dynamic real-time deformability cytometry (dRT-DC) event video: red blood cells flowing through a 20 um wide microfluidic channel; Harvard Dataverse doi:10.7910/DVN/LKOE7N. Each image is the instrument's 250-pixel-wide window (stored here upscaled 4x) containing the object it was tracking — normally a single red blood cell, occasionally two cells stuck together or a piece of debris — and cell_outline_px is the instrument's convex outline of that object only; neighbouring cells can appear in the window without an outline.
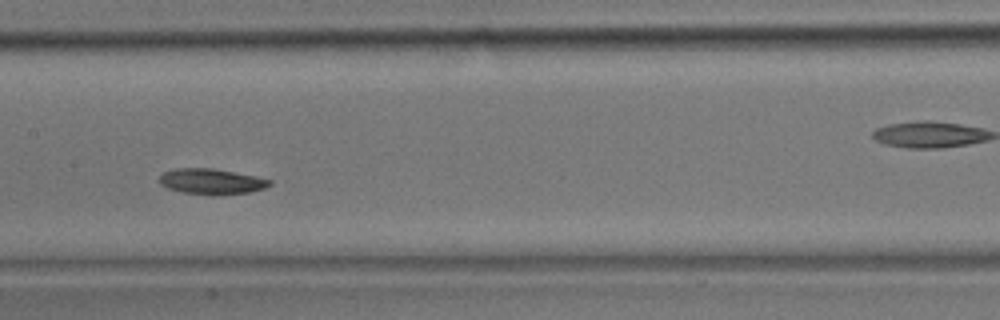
{"species": "common noctule bat (a hibernating species)", "species_latin": "Nyctalus noctula", "temperature_condition": "room temperature", "stored_images_in_passage": 34, "camera_frame_rate_fps": 3000, "um_per_image_px": 0.085, "animal": {"sex": "male", "body_mass_g": 17.9}, "frame": {"image": 1, "passage_image": 15, "time_ms": 4.667, "image_size_px": [1000, 320], "cell_outline_px": [[272, 184], [264, 188], [248, 192], [220, 196], [180, 192], [168, 188], [160, 184], [160, 176], [164, 172], [176, 168], [212, 168], [272, 180]], "centroid_in_image_um": [17.95, 15.44], "position_along_channel_um": 189.4, "area_um2": 16.36}}